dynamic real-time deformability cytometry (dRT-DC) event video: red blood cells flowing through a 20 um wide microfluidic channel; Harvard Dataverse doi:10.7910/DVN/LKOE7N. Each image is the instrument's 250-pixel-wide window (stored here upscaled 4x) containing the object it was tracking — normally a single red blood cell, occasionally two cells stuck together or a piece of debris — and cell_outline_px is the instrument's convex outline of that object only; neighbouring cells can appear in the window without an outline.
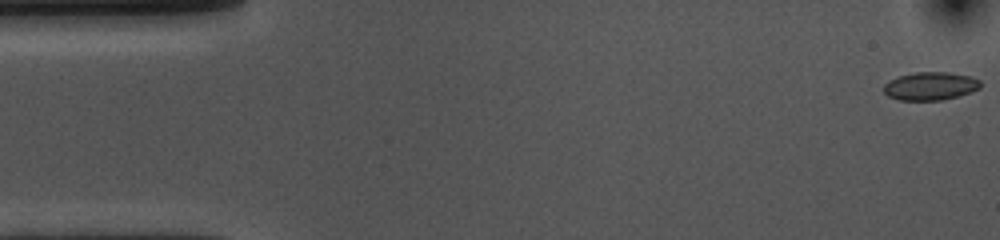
{"species": "common noctule bat (a hibernating species)", "species_latin": "Nyctalus noctula", "temperature_condition": "cold", "stored_images_in_passage": 54, "camera_frame_rate_fps": 3000, "um_per_image_px": 0.085, "animal": {"sex": "female", "body_mass_g": 10.0, "forearm_length_mm": 53.1}, "frame": {"image": 1, "passage_image": 1, "time_ms": 0.0, "image_size_px": [1000, 240], "cell_outline_px": [[980, 88], [956, 96], [940, 100], [900, 100], [888, 96], [884, 92], [884, 84], [888, 80], [900, 76], [916, 72], [948, 72], [972, 76], [980, 80]], "centroid_in_image_um": [79.06, 7.3], "position_along_channel_um": 5.9, "area_um2": 15.72}}
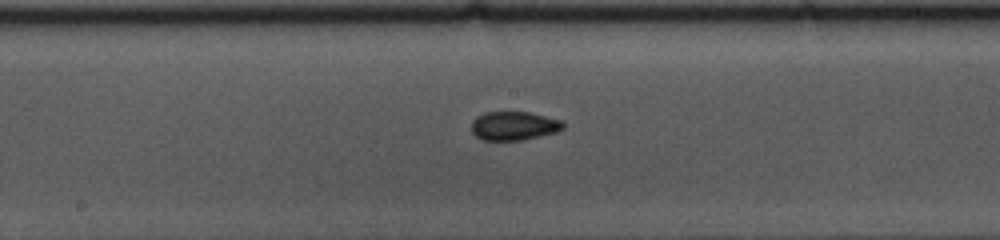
{"frame": {"image": 2, "passage_image": 27, "time_ms": 8.667, "image_size_px": [1000, 240], "cell_outline_px": [[564, 128], [556, 132], [540, 136], [520, 140], [480, 140], [472, 132], [472, 120], [476, 116], [484, 112], [528, 112], [560, 120], [564, 124]], "centroid_in_image_um": [43.64, 10.7], "position_along_channel_um": 204.6, "area_um2": 15.32}}
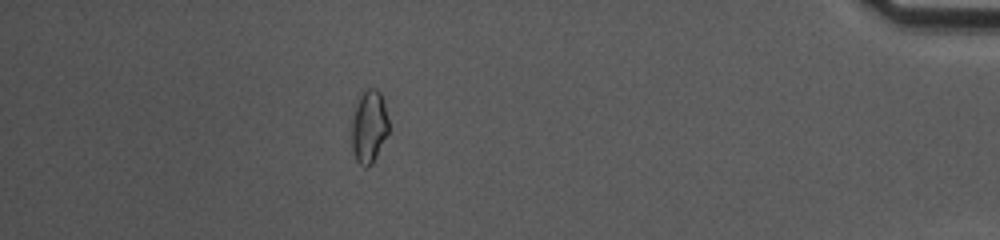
{"frame": {"image": 3, "passage_image": 48, "time_ms": 15.667, "image_size_px": [1000, 240], "cell_outline_px": [[388, 132], [372, 164], [364, 168], [356, 160], [352, 152], [352, 120], [356, 96], [360, 88], [376, 88], [380, 92], [384, 104], [388, 120]], "centroid_in_image_um": [31.32, 10.68], "position_along_channel_um": 403.9, "area_um2": 16.07}, "authors_computed_cell_mechanics": {"area_um2": 15.6349, "velocity_mm_per_s": 3.6176, "shape_relaxation_time_tau1_ms": 4.6274, "shape_relaxation_time_tau2_ms": 1.7723, "deformation_change_tau1": 0.0919, "deformation_change_tau2": 0.0478}}